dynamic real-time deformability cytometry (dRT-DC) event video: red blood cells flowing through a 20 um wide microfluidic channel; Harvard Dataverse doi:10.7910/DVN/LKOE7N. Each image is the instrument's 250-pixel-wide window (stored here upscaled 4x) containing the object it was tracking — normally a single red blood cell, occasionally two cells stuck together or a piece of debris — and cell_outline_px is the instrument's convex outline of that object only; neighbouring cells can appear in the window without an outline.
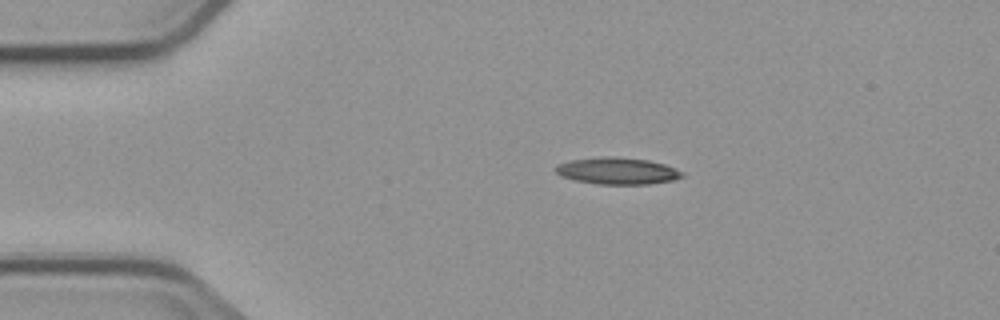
{"species": "common noctule bat (a hibernating species)", "species_latin": "Nyctalus noctula", "temperature_condition": "cold", "stored_images_in_passage": 2, "camera_frame_rate_fps": 3000, "um_per_image_px": 0.085, "animal": {"sex": "male", "body_mass_g": 23.1, "forearm_length_mm": 52.7}, "frame": {"image": 1, "passage_image": 1, "time_ms": 0.0, "image_size_px": [1000, 320], "cell_outline_px": [[684, 176], [672, 180], [648, 184], [596, 184], [576, 180], [564, 176], [556, 172], [552, 168], [556, 164], [572, 160], [600, 156], [616, 156], [648, 160], [664, 164], [676, 168], [684, 172]], "centroid_in_image_um": [52.48, 14.51], "position_along_channel_um": 32.5, "area_um2": 19.83}}